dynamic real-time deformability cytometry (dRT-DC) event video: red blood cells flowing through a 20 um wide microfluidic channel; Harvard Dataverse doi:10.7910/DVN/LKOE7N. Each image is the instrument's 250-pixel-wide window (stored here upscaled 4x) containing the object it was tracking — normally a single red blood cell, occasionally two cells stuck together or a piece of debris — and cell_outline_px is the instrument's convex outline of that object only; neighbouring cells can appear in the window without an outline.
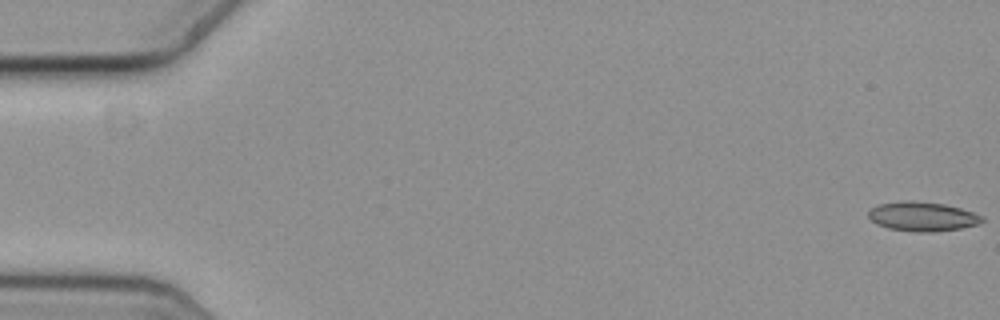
{"species": "common noctule bat (a hibernating species)", "species_latin": "Nyctalus noctula", "temperature_condition": "cold", "stored_images_in_passage": 58, "camera_frame_rate_fps": 3000, "um_per_image_px": 0.085, "animal": {"sex": "female", "body_mass_g": 19.3, "forearm_length_mm": 54.1}, "frame": {"image": 1, "passage_image": 1, "time_ms": 0.0, "image_size_px": [1000, 320], "cell_outline_px": [[984, 220], [980, 224], [960, 228], [932, 232], [916, 232], [888, 228], [876, 224], [868, 216], [868, 212], [872, 208], [880, 204], [944, 204], [960, 208], [984, 216]], "centroid_in_image_um": [78.48, 18.47], "position_along_channel_um": 6.5, "area_um2": 18.38}}
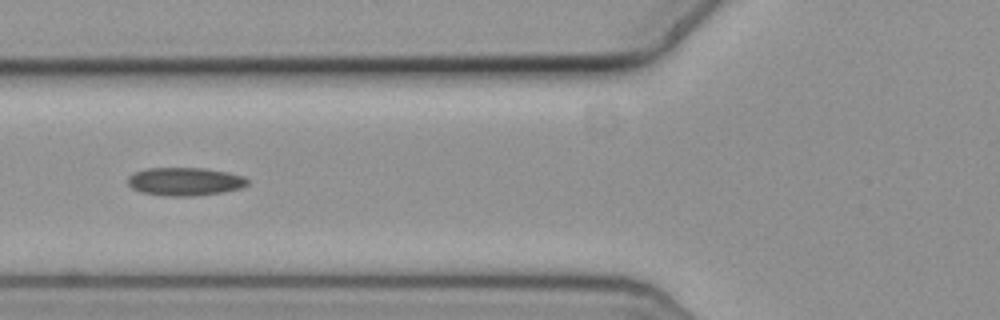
{"frame": {"image": 2, "passage_image": 23, "time_ms": 7.333, "image_size_px": [1000, 320], "cell_outline_px": [[248, 184], [240, 188], [224, 192], [196, 196], [164, 196], [140, 192], [132, 188], [128, 184], [128, 176], [136, 172], [148, 168], [204, 168], [228, 172], [244, 176], [248, 180]], "centroid_in_image_um": [15.72, 15.44], "position_along_channel_um": 110.1, "area_um2": 19.77}}
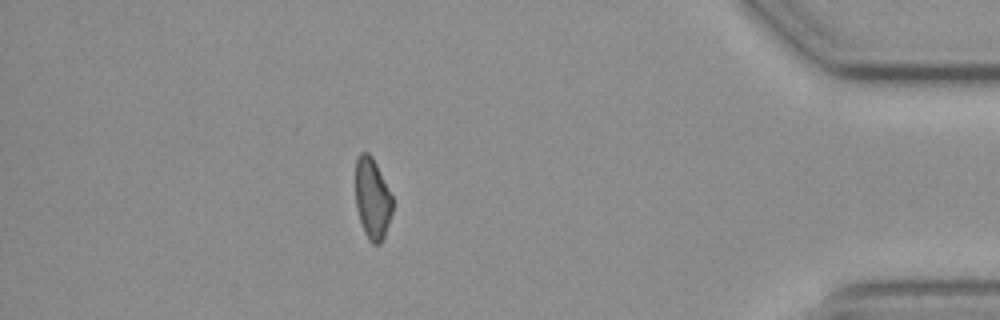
{"frame": {"image": 3, "passage_image": 51, "time_ms": 16.667, "image_size_px": [1000, 320], "cell_outline_px": [[392, 212], [384, 236], [380, 244], [372, 244], [368, 240], [364, 232], [356, 208], [356, 160], [360, 152], [368, 152], [372, 156], [392, 196]], "centroid_in_image_um": [31.64, 16.89], "position_along_channel_um": 403.6, "area_um2": 17.34}, "authors_computed_cell_mechanics": {"area_um2": 19.074, "velocity_mm_per_s": 3.6457, "shape_relaxation_time_tau1_ms": null, "shape_relaxation_time_tau2_ms": 7.5283, "deformation_change_tau1": null, "deformation_change_tau2": 0.154}}